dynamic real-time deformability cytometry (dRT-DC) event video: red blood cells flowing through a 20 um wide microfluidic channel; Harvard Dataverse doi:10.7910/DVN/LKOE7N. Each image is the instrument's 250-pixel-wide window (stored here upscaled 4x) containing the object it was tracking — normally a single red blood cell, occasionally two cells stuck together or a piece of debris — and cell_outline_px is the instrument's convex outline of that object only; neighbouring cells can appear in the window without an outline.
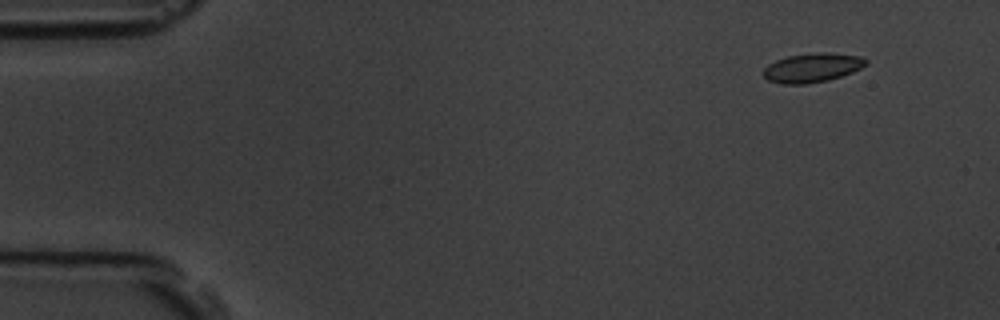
{"species": "common noctule bat (a hibernating species)", "species_latin": "Nyctalus noctula", "temperature_condition": "room temperature", "stored_images_in_passage": 5, "camera_frame_rate_fps": 3000, "um_per_image_px": 0.085, "animal": {"sex": "male", "body_mass_g": 19.5, "forearm_length_mm": 54.6}, "frame": {"image": 1, "passage_image": 2, "time_ms": 1.333, "image_size_px": [1000, 320], "cell_outline_px": [[868, 64], [852, 72], [828, 80], [808, 84], [784, 84], [768, 80], [760, 72], [768, 64], [776, 60], [788, 56], [820, 52], [828, 52], [860, 56], [868, 60]], "centroid_in_image_um": [69.03, 5.75], "position_along_channel_um": 16.0, "area_um2": 17.46}}
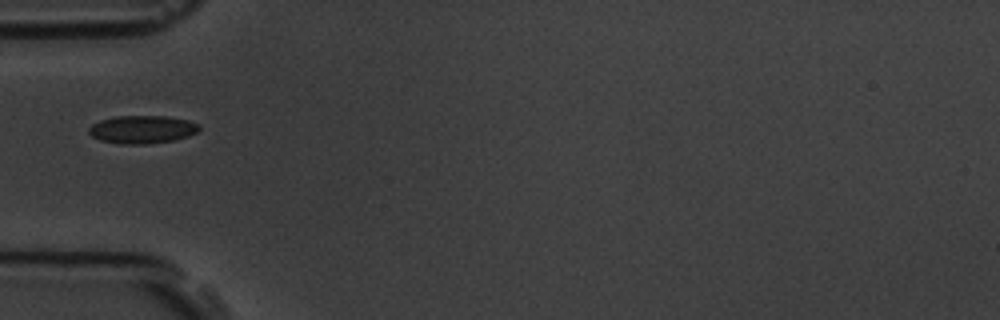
{"frame": {"image": 2, "passage_image": 5, "time_ms": 5.667, "image_size_px": [1000, 320], "cell_outline_px": [[200, 128], [196, 132], [188, 136], [172, 140], [144, 144], [120, 144], [100, 140], [92, 136], [88, 132], [88, 128], [92, 124], [100, 120], [116, 116], [168, 116], [188, 120], [200, 124]], "centroid_in_image_um": [12.07, 10.99], "position_along_channel_um": 72.9, "area_um2": 17.98}}